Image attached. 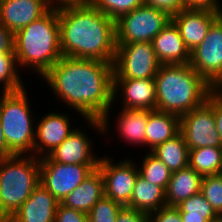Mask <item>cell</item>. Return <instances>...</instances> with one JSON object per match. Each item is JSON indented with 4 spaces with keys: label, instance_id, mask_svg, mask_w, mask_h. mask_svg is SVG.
<instances>
[{
    "label": "cell",
    "instance_id": "9a60e30c",
    "mask_svg": "<svg viewBox=\"0 0 222 222\" xmlns=\"http://www.w3.org/2000/svg\"><path fill=\"white\" fill-rule=\"evenodd\" d=\"M219 13L207 9H184L172 17L181 37L192 52L206 37L211 24Z\"/></svg>",
    "mask_w": 222,
    "mask_h": 222
},
{
    "label": "cell",
    "instance_id": "d6a6232c",
    "mask_svg": "<svg viewBox=\"0 0 222 222\" xmlns=\"http://www.w3.org/2000/svg\"><path fill=\"white\" fill-rule=\"evenodd\" d=\"M144 5L164 11L170 17L186 9L184 0H144Z\"/></svg>",
    "mask_w": 222,
    "mask_h": 222
},
{
    "label": "cell",
    "instance_id": "5bb4252c",
    "mask_svg": "<svg viewBox=\"0 0 222 222\" xmlns=\"http://www.w3.org/2000/svg\"><path fill=\"white\" fill-rule=\"evenodd\" d=\"M120 89L124 109L156 110L155 79H113V102Z\"/></svg>",
    "mask_w": 222,
    "mask_h": 222
},
{
    "label": "cell",
    "instance_id": "484cf974",
    "mask_svg": "<svg viewBox=\"0 0 222 222\" xmlns=\"http://www.w3.org/2000/svg\"><path fill=\"white\" fill-rule=\"evenodd\" d=\"M222 147H204L189 150L188 166L202 177L220 174Z\"/></svg>",
    "mask_w": 222,
    "mask_h": 222
},
{
    "label": "cell",
    "instance_id": "4316f807",
    "mask_svg": "<svg viewBox=\"0 0 222 222\" xmlns=\"http://www.w3.org/2000/svg\"><path fill=\"white\" fill-rule=\"evenodd\" d=\"M140 166L141 168L138 169L140 176L166 190L172 172L160 159L149 152L143 157Z\"/></svg>",
    "mask_w": 222,
    "mask_h": 222
},
{
    "label": "cell",
    "instance_id": "2e32d148",
    "mask_svg": "<svg viewBox=\"0 0 222 222\" xmlns=\"http://www.w3.org/2000/svg\"><path fill=\"white\" fill-rule=\"evenodd\" d=\"M50 8L47 0H0V22L14 34Z\"/></svg>",
    "mask_w": 222,
    "mask_h": 222
},
{
    "label": "cell",
    "instance_id": "d590c367",
    "mask_svg": "<svg viewBox=\"0 0 222 222\" xmlns=\"http://www.w3.org/2000/svg\"><path fill=\"white\" fill-rule=\"evenodd\" d=\"M206 102L213 108L216 128L222 141V95L216 89H213Z\"/></svg>",
    "mask_w": 222,
    "mask_h": 222
},
{
    "label": "cell",
    "instance_id": "30bf717a",
    "mask_svg": "<svg viewBox=\"0 0 222 222\" xmlns=\"http://www.w3.org/2000/svg\"><path fill=\"white\" fill-rule=\"evenodd\" d=\"M190 66L216 89L222 83V21L217 18L191 52Z\"/></svg>",
    "mask_w": 222,
    "mask_h": 222
},
{
    "label": "cell",
    "instance_id": "f35d334b",
    "mask_svg": "<svg viewBox=\"0 0 222 222\" xmlns=\"http://www.w3.org/2000/svg\"><path fill=\"white\" fill-rule=\"evenodd\" d=\"M14 34L0 22V49L13 52Z\"/></svg>",
    "mask_w": 222,
    "mask_h": 222
},
{
    "label": "cell",
    "instance_id": "7dc6e473",
    "mask_svg": "<svg viewBox=\"0 0 222 222\" xmlns=\"http://www.w3.org/2000/svg\"><path fill=\"white\" fill-rule=\"evenodd\" d=\"M220 174L222 175V160H221V169H220Z\"/></svg>",
    "mask_w": 222,
    "mask_h": 222
},
{
    "label": "cell",
    "instance_id": "bcb514c9",
    "mask_svg": "<svg viewBox=\"0 0 222 222\" xmlns=\"http://www.w3.org/2000/svg\"><path fill=\"white\" fill-rule=\"evenodd\" d=\"M218 18L222 21V11L219 13Z\"/></svg>",
    "mask_w": 222,
    "mask_h": 222
},
{
    "label": "cell",
    "instance_id": "7bdbcfd3",
    "mask_svg": "<svg viewBox=\"0 0 222 222\" xmlns=\"http://www.w3.org/2000/svg\"><path fill=\"white\" fill-rule=\"evenodd\" d=\"M182 222H208L205 218L195 216H181Z\"/></svg>",
    "mask_w": 222,
    "mask_h": 222
},
{
    "label": "cell",
    "instance_id": "4fadbf2b",
    "mask_svg": "<svg viewBox=\"0 0 222 222\" xmlns=\"http://www.w3.org/2000/svg\"><path fill=\"white\" fill-rule=\"evenodd\" d=\"M70 120L66 113L50 112L42 116V119L36 123L34 156L37 158L48 156L62 144L76 129H71Z\"/></svg>",
    "mask_w": 222,
    "mask_h": 222
},
{
    "label": "cell",
    "instance_id": "ab89813d",
    "mask_svg": "<svg viewBox=\"0 0 222 222\" xmlns=\"http://www.w3.org/2000/svg\"><path fill=\"white\" fill-rule=\"evenodd\" d=\"M48 5L54 9H60L69 6L91 5L92 0H47Z\"/></svg>",
    "mask_w": 222,
    "mask_h": 222
},
{
    "label": "cell",
    "instance_id": "74e56055",
    "mask_svg": "<svg viewBox=\"0 0 222 222\" xmlns=\"http://www.w3.org/2000/svg\"><path fill=\"white\" fill-rule=\"evenodd\" d=\"M187 9H207L220 13L222 5L219 0H184Z\"/></svg>",
    "mask_w": 222,
    "mask_h": 222
},
{
    "label": "cell",
    "instance_id": "b9f144b4",
    "mask_svg": "<svg viewBox=\"0 0 222 222\" xmlns=\"http://www.w3.org/2000/svg\"><path fill=\"white\" fill-rule=\"evenodd\" d=\"M0 61H16L14 52H6L0 49Z\"/></svg>",
    "mask_w": 222,
    "mask_h": 222
},
{
    "label": "cell",
    "instance_id": "cb8c5ba5",
    "mask_svg": "<svg viewBox=\"0 0 222 222\" xmlns=\"http://www.w3.org/2000/svg\"><path fill=\"white\" fill-rule=\"evenodd\" d=\"M117 117V130L120 138L131 145H146V127L148 121V110L146 109H121Z\"/></svg>",
    "mask_w": 222,
    "mask_h": 222
},
{
    "label": "cell",
    "instance_id": "f6af8a7d",
    "mask_svg": "<svg viewBox=\"0 0 222 222\" xmlns=\"http://www.w3.org/2000/svg\"><path fill=\"white\" fill-rule=\"evenodd\" d=\"M211 222H222V217H219L218 219L211 221Z\"/></svg>",
    "mask_w": 222,
    "mask_h": 222
},
{
    "label": "cell",
    "instance_id": "ee69618b",
    "mask_svg": "<svg viewBox=\"0 0 222 222\" xmlns=\"http://www.w3.org/2000/svg\"><path fill=\"white\" fill-rule=\"evenodd\" d=\"M216 90L222 95V83L216 88Z\"/></svg>",
    "mask_w": 222,
    "mask_h": 222
},
{
    "label": "cell",
    "instance_id": "277c9868",
    "mask_svg": "<svg viewBox=\"0 0 222 222\" xmlns=\"http://www.w3.org/2000/svg\"><path fill=\"white\" fill-rule=\"evenodd\" d=\"M13 52L18 67H30L43 77L62 57L58 9L50 8L15 32Z\"/></svg>",
    "mask_w": 222,
    "mask_h": 222
},
{
    "label": "cell",
    "instance_id": "4dcf8cb0",
    "mask_svg": "<svg viewBox=\"0 0 222 222\" xmlns=\"http://www.w3.org/2000/svg\"><path fill=\"white\" fill-rule=\"evenodd\" d=\"M123 205L103 196L90 210L88 222H116Z\"/></svg>",
    "mask_w": 222,
    "mask_h": 222
},
{
    "label": "cell",
    "instance_id": "7402d4cb",
    "mask_svg": "<svg viewBox=\"0 0 222 222\" xmlns=\"http://www.w3.org/2000/svg\"><path fill=\"white\" fill-rule=\"evenodd\" d=\"M179 133L180 117L158 110H148L146 145L150 148V152Z\"/></svg>",
    "mask_w": 222,
    "mask_h": 222
},
{
    "label": "cell",
    "instance_id": "603a6c76",
    "mask_svg": "<svg viewBox=\"0 0 222 222\" xmlns=\"http://www.w3.org/2000/svg\"><path fill=\"white\" fill-rule=\"evenodd\" d=\"M163 206H166V190L138 175L127 207L150 215Z\"/></svg>",
    "mask_w": 222,
    "mask_h": 222
},
{
    "label": "cell",
    "instance_id": "7a4b0ae2",
    "mask_svg": "<svg viewBox=\"0 0 222 222\" xmlns=\"http://www.w3.org/2000/svg\"><path fill=\"white\" fill-rule=\"evenodd\" d=\"M62 56L113 63L116 21L92 5L58 9Z\"/></svg>",
    "mask_w": 222,
    "mask_h": 222
},
{
    "label": "cell",
    "instance_id": "f1b7e54d",
    "mask_svg": "<svg viewBox=\"0 0 222 222\" xmlns=\"http://www.w3.org/2000/svg\"><path fill=\"white\" fill-rule=\"evenodd\" d=\"M92 6L113 20L144 5V0H92Z\"/></svg>",
    "mask_w": 222,
    "mask_h": 222
},
{
    "label": "cell",
    "instance_id": "1f68e13d",
    "mask_svg": "<svg viewBox=\"0 0 222 222\" xmlns=\"http://www.w3.org/2000/svg\"><path fill=\"white\" fill-rule=\"evenodd\" d=\"M17 67L16 61H0V83L3 84L2 92H13L24 88Z\"/></svg>",
    "mask_w": 222,
    "mask_h": 222
},
{
    "label": "cell",
    "instance_id": "3957f363",
    "mask_svg": "<svg viewBox=\"0 0 222 222\" xmlns=\"http://www.w3.org/2000/svg\"><path fill=\"white\" fill-rule=\"evenodd\" d=\"M154 79L156 110L180 118L202 105L213 90L189 63L160 65Z\"/></svg>",
    "mask_w": 222,
    "mask_h": 222
},
{
    "label": "cell",
    "instance_id": "60d3db41",
    "mask_svg": "<svg viewBox=\"0 0 222 222\" xmlns=\"http://www.w3.org/2000/svg\"><path fill=\"white\" fill-rule=\"evenodd\" d=\"M3 132L4 131L0 122V160L12 156L7 147V143L5 141V136Z\"/></svg>",
    "mask_w": 222,
    "mask_h": 222
},
{
    "label": "cell",
    "instance_id": "9c48e42d",
    "mask_svg": "<svg viewBox=\"0 0 222 222\" xmlns=\"http://www.w3.org/2000/svg\"><path fill=\"white\" fill-rule=\"evenodd\" d=\"M97 168L98 165L63 164L45 156L40 158V184L61 202Z\"/></svg>",
    "mask_w": 222,
    "mask_h": 222
},
{
    "label": "cell",
    "instance_id": "f546056e",
    "mask_svg": "<svg viewBox=\"0 0 222 222\" xmlns=\"http://www.w3.org/2000/svg\"><path fill=\"white\" fill-rule=\"evenodd\" d=\"M200 192L215 212L222 217V175L204 176L202 178Z\"/></svg>",
    "mask_w": 222,
    "mask_h": 222
},
{
    "label": "cell",
    "instance_id": "ac0fdd59",
    "mask_svg": "<svg viewBox=\"0 0 222 222\" xmlns=\"http://www.w3.org/2000/svg\"><path fill=\"white\" fill-rule=\"evenodd\" d=\"M151 42L161 65L190 63L191 52L186 47L179 28L172 20Z\"/></svg>",
    "mask_w": 222,
    "mask_h": 222
},
{
    "label": "cell",
    "instance_id": "8fae6325",
    "mask_svg": "<svg viewBox=\"0 0 222 222\" xmlns=\"http://www.w3.org/2000/svg\"><path fill=\"white\" fill-rule=\"evenodd\" d=\"M180 133L189 150L222 147L213 108L206 101L180 118Z\"/></svg>",
    "mask_w": 222,
    "mask_h": 222
},
{
    "label": "cell",
    "instance_id": "8992f818",
    "mask_svg": "<svg viewBox=\"0 0 222 222\" xmlns=\"http://www.w3.org/2000/svg\"><path fill=\"white\" fill-rule=\"evenodd\" d=\"M27 95L25 87L13 92H1L0 122L12 155H34L36 120L33 119Z\"/></svg>",
    "mask_w": 222,
    "mask_h": 222
},
{
    "label": "cell",
    "instance_id": "ba28073f",
    "mask_svg": "<svg viewBox=\"0 0 222 222\" xmlns=\"http://www.w3.org/2000/svg\"><path fill=\"white\" fill-rule=\"evenodd\" d=\"M113 79H154L161 65L152 42L116 45Z\"/></svg>",
    "mask_w": 222,
    "mask_h": 222
},
{
    "label": "cell",
    "instance_id": "7c38bea8",
    "mask_svg": "<svg viewBox=\"0 0 222 222\" xmlns=\"http://www.w3.org/2000/svg\"><path fill=\"white\" fill-rule=\"evenodd\" d=\"M137 165L131 157L117 163L106 156L100 157L98 169L104 180V196L127 206L139 175Z\"/></svg>",
    "mask_w": 222,
    "mask_h": 222
},
{
    "label": "cell",
    "instance_id": "52a82bcc",
    "mask_svg": "<svg viewBox=\"0 0 222 222\" xmlns=\"http://www.w3.org/2000/svg\"><path fill=\"white\" fill-rule=\"evenodd\" d=\"M164 11L142 5L116 20V45L151 42L171 22Z\"/></svg>",
    "mask_w": 222,
    "mask_h": 222
},
{
    "label": "cell",
    "instance_id": "ffe728a7",
    "mask_svg": "<svg viewBox=\"0 0 222 222\" xmlns=\"http://www.w3.org/2000/svg\"><path fill=\"white\" fill-rule=\"evenodd\" d=\"M103 196L104 180L102 173L97 168L60 203L88 214Z\"/></svg>",
    "mask_w": 222,
    "mask_h": 222
},
{
    "label": "cell",
    "instance_id": "5b68a950",
    "mask_svg": "<svg viewBox=\"0 0 222 222\" xmlns=\"http://www.w3.org/2000/svg\"><path fill=\"white\" fill-rule=\"evenodd\" d=\"M40 184V158L12 155L0 160V222H7Z\"/></svg>",
    "mask_w": 222,
    "mask_h": 222
},
{
    "label": "cell",
    "instance_id": "d6986e66",
    "mask_svg": "<svg viewBox=\"0 0 222 222\" xmlns=\"http://www.w3.org/2000/svg\"><path fill=\"white\" fill-rule=\"evenodd\" d=\"M81 129H75L65 141L48 156L63 164L99 165L100 158L91 151L92 141ZM97 157V158H96Z\"/></svg>",
    "mask_w": 222,
    "mask_h": 222
},
{
    "label": "cell",
    "instance_id": "e0dca14e",
    "mask_svg": "<svg viewBox=\"0 0 222 222\" xmlns=\"http://www.w3.org/2000/svg\"><path fill=\"white\" fill-rule=\"evenodd\" d=\"M59 201L41 184L7 222H54Z\"/></svg>",
    "mask_w": 222,
    "mask_h": 222
},
{
    "label": "cell",
    "instance_id": "6da1fadb",
    "mask_svg": "<svg viewBox=\"0 0 222 222\" xmlns=\"http://www.w3.org/2000/svg\"><path fill=\"white\" fill-rule=\"evenodd\" d=\"M53 93L102 135L113 107V63L62 56L42 77ZM108 125V126H107Z\"/></svg>",
    "mask_w": 222,
    "mask_h": 222
},
{
    "label": "cell",
    "instance_id": "d4e9b609",
    "mask_svg": "<svg viewBox=\"0 0 222 222\" xmlns=\"http://www.w3.org/2000/svg\"><path fill=\"white\" fill-rule=\"evenodd\" d=\"M160 159L171 172L178 171L188 166L189 149L184 136L179 133L151 151Z\"/></svg>",
    "mask_w": 222,
    "mask_h": 222
},
{
    "label": "cell",
    "instance_id": "44dd1931",
    "mask_svg": "<svg viewBox=\"0 0 222 222\" xmlns=\"http://www.w3.org/2000/svg\"><path fill=\"white\" fill-rule=\"evenodd\" d=\"M202 178L189 166L172 172L166 188V205L177 206L192 195L200 192Z\"/></svg>",
    "mask_w": 222,
    "mask_h": 222
},
{
    "label": "cell",
    "instance_id": "83f0119b",
    "mask_svg": "<svg viewBox=\"0 0 222 222\" xmlns=\"http://www.w3.org/2000/svg\"><path fill=\"white\" fill-rule=\"evenodd\" d=\"M176 207L179 209L180 216L202 217L208 222L220 217L201 192L192 195Z\"/></svg>",
    "mask_w": 222,
    "mask_h": 222
},
{
    "label": "cell",
    "instance_id": "836d02e7",
    "mask_svg": "<svg viewBox=\"0 0 222 222\" xmlns=\"http://www.w3.org/2000/svg\"><path fill=\"white\" fill-rule=\"evenodd\" d=\"M54 222H88V215L59 203Z\"/></svg>",
    "mask_w": 222,
    "mask_h": 222
},
{
    "label": "cell",
    "instance_id": "8d00e7d4",
    "mask_svg": "<svg viewBox=\"0 0 222 222\" xmlns=\"http://www.w3.org/2000/svg\"><path fill=\"white\" fill-rule=\"evenodd\" d=\"M116 222H149V215L140 210L123 206L117 214Z\"/></svg>",
    "mask_w": 222,
    "mask_h": 222
},
{
    "label": "cell",
    "instance_id": "e575fe53",
    "mask_svg": "<svg viewBox=\"0 0 222 222\" xmlns=\"http://www.w3.org/2000/svg\"><path fill=\"white\" fill-rule=\"evenodd\" d=\"M149 222H182L176 206H163L149 215Z\"/></svg>",
    "mask_w": 222,
    "mask_h": 222
}]
</instances>
